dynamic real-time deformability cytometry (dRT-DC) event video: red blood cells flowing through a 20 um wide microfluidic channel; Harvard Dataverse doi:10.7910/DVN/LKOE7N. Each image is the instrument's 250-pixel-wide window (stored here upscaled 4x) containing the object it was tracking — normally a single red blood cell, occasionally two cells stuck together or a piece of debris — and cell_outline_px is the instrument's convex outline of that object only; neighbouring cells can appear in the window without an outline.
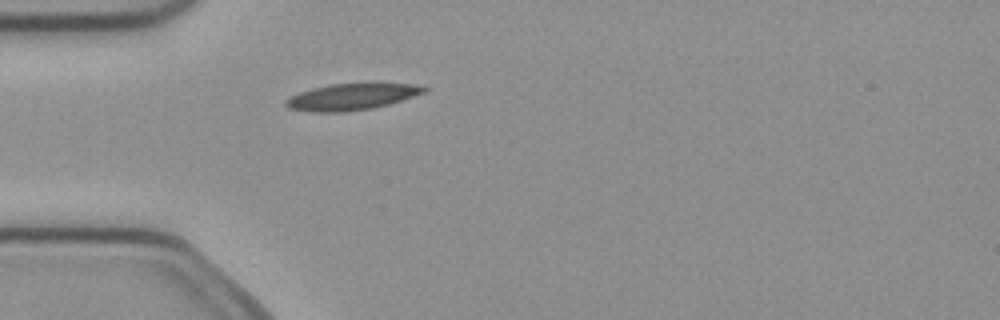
{"species": "common noctule bat (a hibernating species)", "species_latin": "Nyctalus noctula", "temperature_condition": "cold", "stored_images_in_passage": 3, "camera_frame_rate_fps": 3000, "um_per_image_px": 0.085, "animal": {"sex": "female", "body_mass_g": 21.9}, "frame": {"image": 1, "passage_image": 3, "time_ms": 0.667, "image_size_px": [1000, 320], "cell_outline_px": [[428, 92], [388, 104], [372, 108], [344, 112], [308, 112], [288, 108], [284, 104], [284, 100], [300, 92], [312, 88], [332, 84], [368, 80], [380, 80], [412, 84], [428, 88]], "centroid_in_image_um": [29.96, 8.17], "position_along_channel_um": 55.0, "area_um2": 22.43}}